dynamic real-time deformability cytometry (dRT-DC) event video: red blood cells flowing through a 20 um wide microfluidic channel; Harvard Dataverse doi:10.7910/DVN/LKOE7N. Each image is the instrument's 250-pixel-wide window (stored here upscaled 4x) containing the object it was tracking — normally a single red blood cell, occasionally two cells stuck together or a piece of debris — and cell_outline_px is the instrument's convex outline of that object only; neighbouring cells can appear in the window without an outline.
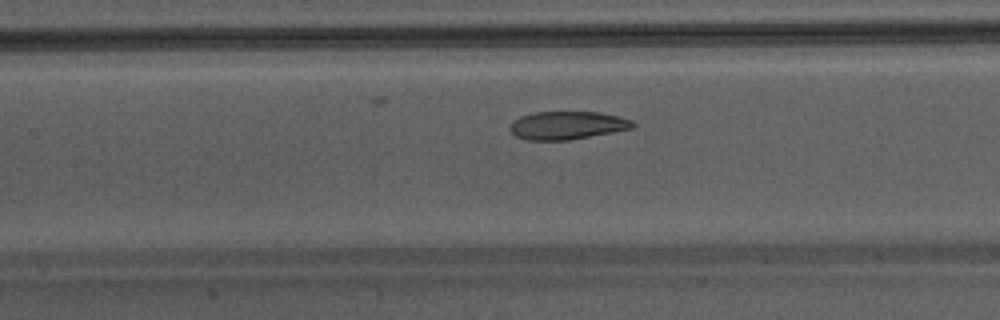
{"species": "Egyptian fruit bat (a non-hibernating species)", "species_latin": "Rousettus aegyptiacus", "temperature_condition": "warm", "stored_images_in_passage": 39, "camera_frame_rate_fps": 3000, "um_per_image_px": 0.085, "animal": {"sex": "male"}, "frame": {"image": 1, "passage_image": 14, "time_ms": 4.333, "image_size_px": [1000, 320], "cell_outline_px": [[636, 124], [632, 128], [612, 132], [568, 140], [528, 140], [516, 136], [508, 128], [512, 120], [520, 116], [532, 112], [596, 112], [620, 116], [632, 120]], "centroid_in_image_um": [48.18, 10.64], "position_along_channel_um": 159.2, "area_um2": 20.11}}
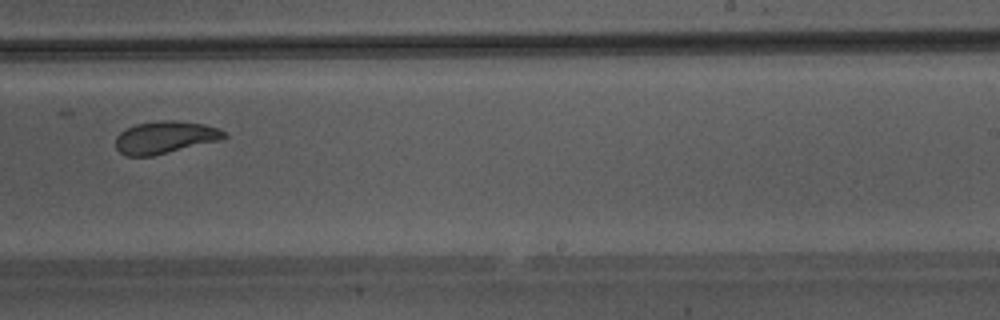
{"frame": {"image": 2, "passage_image": 22, "time_ms": 7.0, "image_size_px": [1000, 320], "cell_outline_px": [[228, 136], [220, 140], [152, 156], [128, 156], [120, 152], [116, 148], [116, 136], [120, 132], [136, 124], [160, 120], [176, 120], [200, 124], [216, 128], [224, 132]], "centroid_in_image_um": [14.0, 11.68], "position_along_channel_um": 275.0, "area_um2": 20.17}}
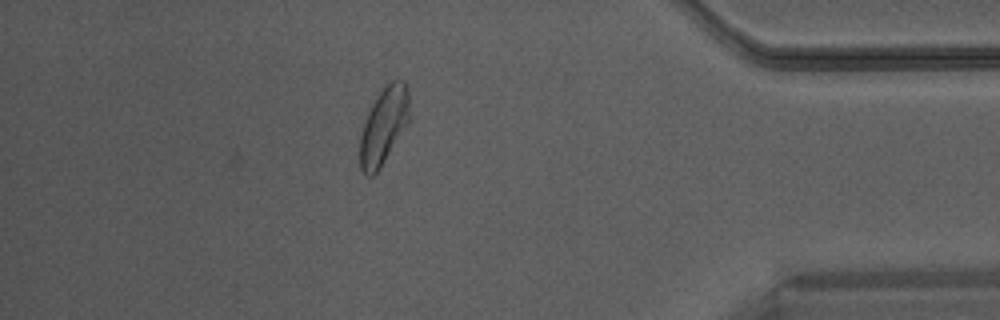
{"frame": {"image": 3, "passage_image": 33, "time_ms": 10.667, "image_size_px": [1000, 320], "cell_outline_px": [[408, 124], [376, 172], [372, 176], [368, 176], [360, 168], [360, 136], [368, 112], [372, 104], [380, 92], [392, 80], [404, 80], [408, 88]], "centroid_in_image_um": [32.61, 10.68], "position_along_channel_um": 402.6, "area_um2": 21.5}}